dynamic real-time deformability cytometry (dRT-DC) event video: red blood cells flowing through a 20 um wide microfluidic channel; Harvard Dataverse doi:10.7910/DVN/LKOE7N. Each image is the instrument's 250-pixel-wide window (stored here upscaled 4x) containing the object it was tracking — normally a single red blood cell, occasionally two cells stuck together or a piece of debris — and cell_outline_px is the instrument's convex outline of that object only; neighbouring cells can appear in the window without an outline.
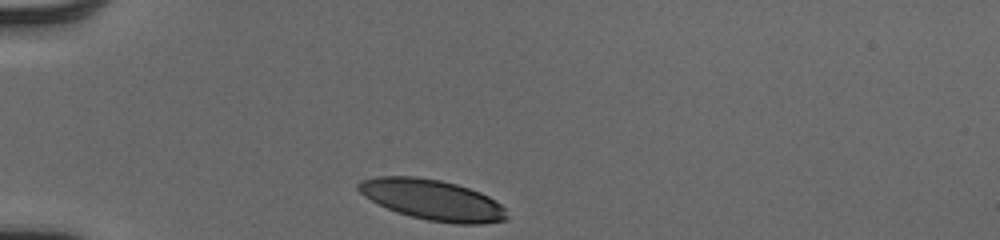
{"species": "human", "species_latin": "Homo sapiens", "temperature_condition": "cold", "stored_images_in_passage": 30, "camera_frame_rate_fps": 3000, "um_per_image_px": 0.085, "donor": {"sex": "male"}, "frame": {"image": 1, "passage_image": 1, "time_ms": 0.0, "image_size_px": [1000, 240], "cell_outline_px": [[508, 220], [480, 224], [456, 224], [428, 220], [396, 212], [364, 196], [356, 188], [356, 184], [360, 180], [376, 176], [416, 176], [440, 180], [456, 184], [480, 192], [488, 196], [500, 204], [504, 208], [508, 216]], "centroid_in_image_um": [36.75, 16.98], "position_along_channel_um": 48.2, "area_um2": 35.03}}
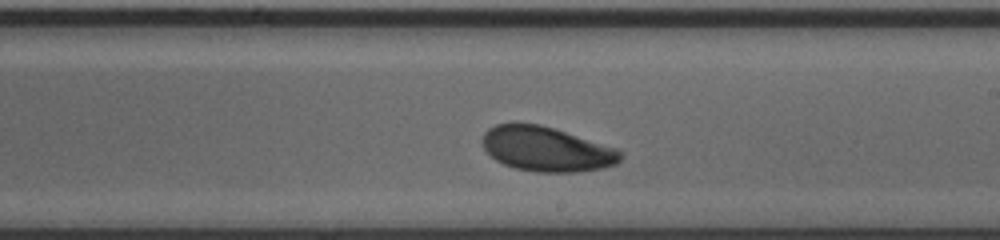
{"frame": {"image": 2, "passage_image": 18, "time_ms": 5.667, "image_size_px": [1000, 240], "cell_outline_px": [[624, 156], [616, 164], [604, 168], [576, 172], [536, 172], [516, 168], [504, 164], [496, 160], [484, 148], [480, 140], [484, 132], [488, 128], [496, 124], [540, 124], [616, 148], [624, 152]], "centroid_in_image_um": [46.46, 12.68], "position_along_channel_um": 242.5, "area_um2": 35.84}}
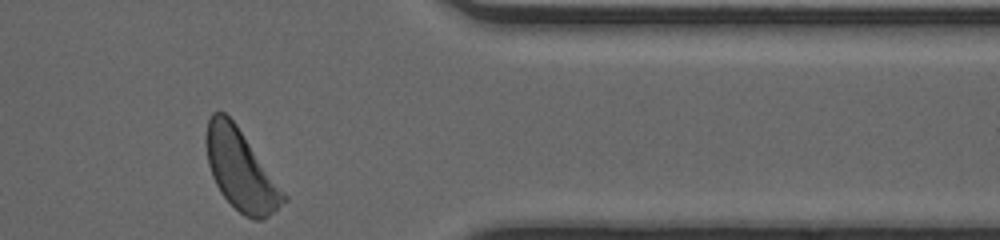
{"frame": {"image": 3, "passage_image": 30, "time_ms": 9.667, "image_size_px": [1000, 240], "cell_outline_px": [[288, 200], [268, 216], [260, 220], [252, 220], [244, 216], [220, 192], [212, 176], [208, 164], [204, 140], [204, 136], [208, 120], [212, 112], [224, 112], [236, 124], [288, 196]], "centroid_in_image_um": [20.45, 14.44], "position_along_channel_um": 391.0, "area_um2": 36.18}, "authors_computed_cell_mechanics": {"area_um2": 36.2117, "velocity_mm_per_s": 3.9978, "shape_relaxation_time_tau1_ms": 2.8959, "shape_relaxation_time_tau2_ms": 6.8243, "deformation_change_tau1": 0.1462, "deformation_change_tau2": 0.1483}}